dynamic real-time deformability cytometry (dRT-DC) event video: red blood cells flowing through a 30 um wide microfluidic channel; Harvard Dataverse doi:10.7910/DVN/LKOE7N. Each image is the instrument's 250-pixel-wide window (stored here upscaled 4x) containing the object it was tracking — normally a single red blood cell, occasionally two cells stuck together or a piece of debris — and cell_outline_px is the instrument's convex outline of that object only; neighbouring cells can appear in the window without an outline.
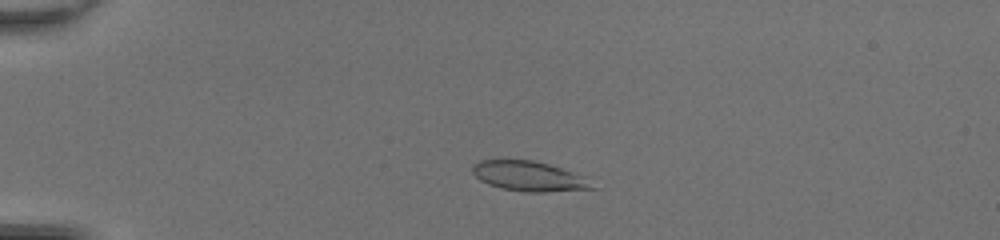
{"species": "common noctule bat (a hibernating species)", "species_latin": "Nyctalus noctula", "temperature_condition": "room temperature", "stored_images_in_passage": 47, "camera_frame_rate_fps": 3000, "um_per_image_px": 0.085, "animal": {"sex": "female", "body_mass_g": 20.0, "forearm_length_mm": 54.0}, "frame": {"image": 1, "passage_image": 11, "time_ms": 3.333, "image_size_px": [1000, 240], "cell_outline_px": [[600, 188], [544, 192], [524, 192], [500, 188], [488, 184], [480, 180], [472, 172], [472, 164], [480, 160], [504, 156], [532, 160], [548, 164], [588, 176]], "centroid_in_image_um": [44.97, 14.94], "position_along_channel_um": 40.0, "area_um2": 22.02}}
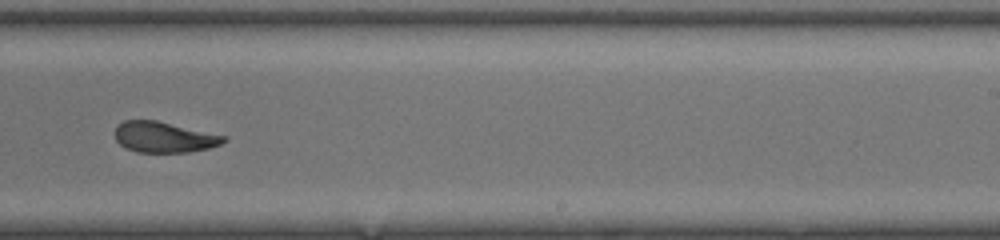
{"frame": {"image": 2, "passage_image": 31, "time_ms": 10.0, "image_size_px": [1000, 240], "cell_outline_px": [[228, 140], [220, 144], [208, 148], [188, 152], [136, 152], [120, 144], [116, 140], [116, 128], [124, 120], [156, 120], [228, 136]], "centroid_in_image_um": [13.99, 11.65], "position_along_channel_um": 275.0, "area_um2": 19.36}}
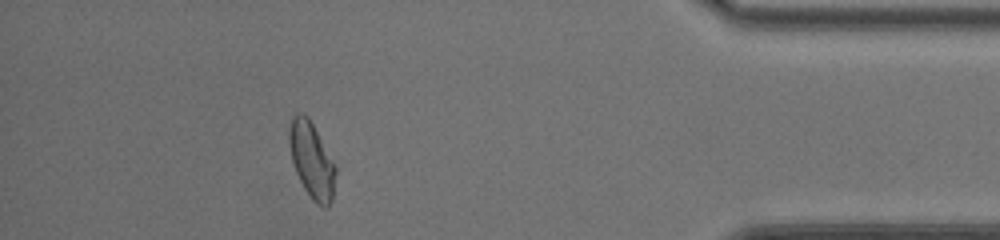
{"frame": {"image": 3, "passage_image": 43, "time_ms": 14.0, "image_size_px": [1000, 240], "cell_outline_px": [[336, 172], [332, 200], [328, 208], [324, 208], [316, 204], [312, 200], [304, 188], [296, 172], [292, 160], [288, 144], [288, 128], [292, 116], [296, 112], [300, 112], [308, 116], [332, 160], [336, 168]], "centroid_in_image_um": [26.47, 13.62], "position_along_channel_um": 408.7, "area_um2": 20.52}, "authors_computed_cell_mechanics": {"area_um2": 20.9814, "velocity_mm_per_s": 4.3164, "shape_relaxation_time_tau1_ms": 9.6557, "shape_relaxation_time_tau2_ms": 1.3414, "deformation_change_tau1": 0.272, "deformation_change_tau2": 0.0679}}